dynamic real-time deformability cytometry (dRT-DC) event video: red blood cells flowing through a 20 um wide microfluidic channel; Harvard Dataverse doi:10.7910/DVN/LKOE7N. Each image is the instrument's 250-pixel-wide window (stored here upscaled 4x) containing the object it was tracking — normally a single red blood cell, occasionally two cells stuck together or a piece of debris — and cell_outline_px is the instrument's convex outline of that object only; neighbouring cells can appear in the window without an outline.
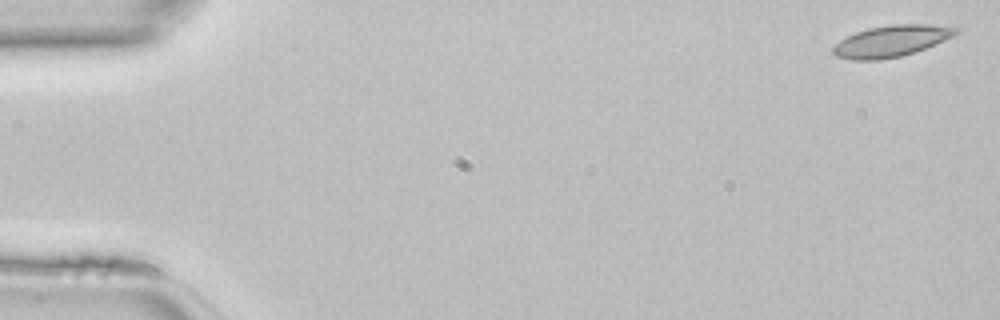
{"species": "common noctule bat (a hibernating species)", "species_latin": "Nyctalus noctula", "temperature_condition": "room temperature", "stored_images_in_passage": 45, "camera_frame_rate_fps": 3000, "um_per_image_px": 0.085, "animal": {"sex": "female", "body_mass_g": 22.7, "forearm_length_mm": 54.2}, "frame": {"image": 1, "passage_image": 1, "time_ms": 0.0, "image_size_px": [1000, 320], "cell_outline_px": [[960, 32], [944, 40], [916, 52], [900, 56], [880, 60], [852, 60], [836, 56], [832, 52], [832, 48], [840, 40], [856, 32], [868, 28], [892, 24], [932, 24], [960, 28]], "centroid_in_image_um": [75.77, 3.49], "position_along_channel_um": 9.2, "area_um2": 22.48}}
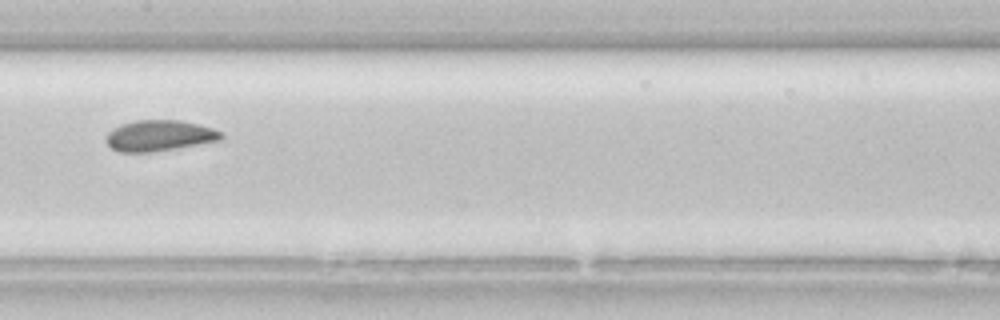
{"frame": {"image": 2, "passage_image": 23, "time_ms": 7.333, "image_size_px": [1000, 320], "cell_outline_px": [[224, 140], [152, 152], [120, 152], [112, 148], [108, 144], [108, 132], [112, 128], [120, 124], [136, 120], [180, 120], [212, 128], [224, 132]], "centroid_in_image_um": [13.6, 11.52], "position_along_channel_um": 193.8, "area_um2": 20.75}}
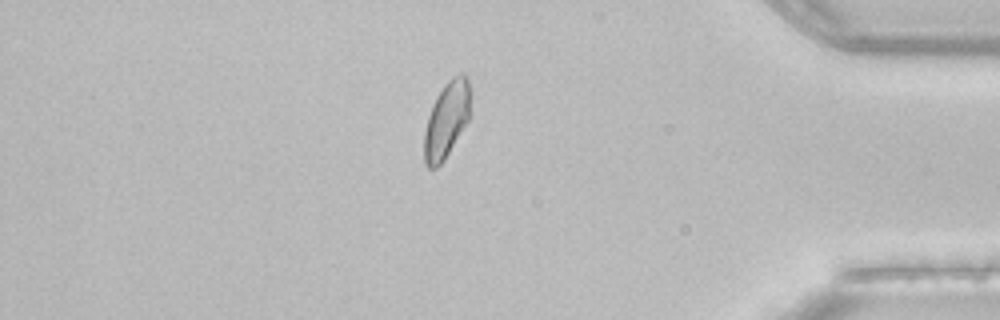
{"frame": {"image": 3, "passage_image": 39, "time_ms": 12.667, "image_size_px": [1000, 320], "cell_outline_px": [[472, 116], [444, 160], [436, 168], [428, 168], [424, 164], [424, 132], [428, 116], [432, 104], [436, 96], [444, 84], [452, 76], [460, 72], [464, 72], [468, 76], [472, 112]], "centroid_in_image_um": [38.0, 10.14], "position_along_channel_um": 397.2, "area_um2": 21.21}}